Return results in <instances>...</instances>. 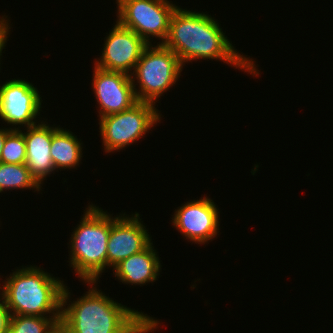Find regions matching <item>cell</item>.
<instances>
[{"label": "cell", "instance_id": "obj_1", "mask_svg": "<svg viewBox=\"0 0 333 333\" xmlns=\"http://www.w3.org/2000/svg\"><path fill=\"white\" fill-rule=\"evenodd\" d=\"M231 43L214 17L177 7L163 45L179 57L183 66L197 59H216L258 76L253 59L241 55Z\"/></svg>", "mask_w": 333, "mask_h": 333}, {"label": "cell", "instance_id": "obj_2", "mask_svg": "<svg viewBox=\"0 0 333 333\" xmlns=\"http://www.w3.org/2000/svg\"><path fill=\"white\" fill-rule=\"evenodd\" d=\"M84 283L92 287L76 301H69L67 286L62 292L61 318L73 333H152L158 328V320L107 297L97 281Z\"/></svg>", "mask_w": 333, "mask_h": 333}, {"label": "cell", "instance_id": "obj_3", "mask_svg": "<svg viewBox=\"0 0 333 333\" xmlns=\"http://www.w3.org/2000/svg\"><path fill=\"white\" fill-rule=\"evenodd\" d=\"M63 282L35 265L23 266L4 280L0 299L11 315L61 316Z\"/></svg>", "mask_w": 333, "mask_h": 333}, {"label": "cell", "instance_id": "obj_4", "mask_svg": "<svg viewBox=\"0 0 333 333\" xmlns=\"http://www.w3.org/2000/svg\"><path fill=\"white\" fill-rule=\"evenodd\" d=\"M91 204L70 237L69 263L81 281H97L107 266L111 215Z\"/></svg>", "mask_w": 333, "mask_h": 333}, {"label": "cell", "instance_id": "obj_5", "mask_svg": "<svg viewBox=\"0 0 333 333\" xmlns=\"http://www.w3.org/2000/svg\"><path fill=\"white\" fill-rule=\"evenodd\" d=\"M182 69L179 57L170 48L158 43L156 46L148 44L130 75L137 100L156 104L157 99L176 84Z\"/></svg>", "mask_w": 333, "mask_h": 333}, {"label": "cell", "instance_id": "obj_6", "mask_svg": "<svg viewBox=\"0 0 333 333\" xmlns=\"http://www.w3.org/2000/svg\"><path fill=\"white\" fill-rule=\"evenodd\" d=\"M151 102L138 101L130 109L99 118V129L105 152L111 153L144 137L161 114Z\"/></svg>", "mask_w": 333, "mask_h": 333}, {"label": "cell", "instance_id": "obj_7", "mask_svg": "<svg viewBox=\"0 0 333 333\" xmlns=\"http://www.w3.org/2000/svg\"><path fill=\"white\" fill-rule=\"evenodd\" d=\"M168 0H118L117 22L133 30L146 43L151 44L150 36L166 40L170 19L178 7Z\"/></svg>", "mask_w": 333, "mask_h": 333}, {"label": "cell", "instance_id": "obj_8", "mask_svg": "<svg viewBox=\"0 0 333 333\" xmlns=\"http://www.w3.org/2000/svg\"><path fill=\"white\" fill-rule=\"evenodd\" d=\"M32 83L22 79H12L0 86V117L7 124L26 128L37 125L43 100ZM35 119V120H34ZM36 121V122H35Z\"/></svg>", "mask_w": 333, "mask_h": 333}, {"label": "cell", "instance_id": "obj_9", "mask_svg": "<svg viewBox=\"0 0 333 333\" xmlns=\"http://www.w3.org/2000/svg\"><path fill=\"white\" fill-rule=\"evenodd\" d=\"M209 197L182 204L175 210L172 225L196 244H205L219 233V211Z\"/></svg>", "mask_w": 333, "mask_h": 333}, {"label": "cell", "instance_id": "obj_10", "mask_svg": "<svg viewBox=\"0 0 333 333\" xmlns=\"http://www.w3.org/2000/svg\"><path fill=\"white\" fill-rule=\"evenodd\" d=\"M105 38L102 54L94 65L106 71L131 75L148 43L117 21Z\"/></svg>", "mask_w": 333, "mask_h": 333}, {"label": "cell", "instance_id": "obj_11", "mask_svg": "<svg viewBox=\"0 0 333 333\" xmlns=\"http://www.w3.org/2000/svg\"><path fill=\"white\" fill-rule=\"evenodd\" d=\"M92 88L99 104V117L130 109L138 102L131 76L106 71L94 65Z\"/></svg>", "mask_w": 333, "mask_h": 333}, {"label": "cell", "instance_id": "obj_12", "mask_svg": "<svg viewBox=\"0 0 333 333\" xmlns=\"http://www.w3.org/2000/svg\"><path fill=\"white\" fill-rule=\"evenodd\" d=\"M123 215V216H122ZM141 223L139 213L130 217L124 214L114 218L111 215V230L107 244V269L120 261L144 250L151 237Z\"/></svg>", "mask_w": 333, "mask_h": 333}, {"label": "cell", "instance_id": "obj_13", "mask_svg": "<svg viewBox=\"0 0 333 333\" xmlns=\"http://www.w3.org/2000/svg\"><path fill=\"white\" fill-rule=\"evenodd\" d=\"M23 134L26 143L25 164L41 185L56 170L50 155L53 127L42 120L37 125L28 127Z\"/></svg>", "mask_w": 333, "mask_h": 333}, {"label": "cell", "instance_id": "obj_14", "mask_svg": "<svg viewBox=\"0 0 333 333\" xmlns=\"http://www.w3.org/2000/svg\"><path fill=\"white\" fill-rule=\"evenodd\" d=\"M151 242L144 250L120 261L113 267L115 276L123 284L145 285L155 282L160 275L161 263Z\"/></svg>", "mask_w": 333, "mask_h": 333}, {"label": "cell", "instance_id": "obj_15", "mask_svg": "<svg viewBox=\"0 0 333 333\" xmlns=\"http://www.w3.org/2000/svg\"><path fill=\"white\" fill-rule=\"evenodd\" d=\"M82 142L69 130L53 127V136L50 147L52 163L56 169H72L82 160Z\"/></svg>", "mask_w": 333, "mask_h": 333}, {"label": "cell", "instance_id": "obj_16", "mask_svg": "<svg viewBox=\"0 0 333 333\" xmlns=\"http://www.w3.org/2000/svg\"><path fill=\"white\" fill-rule=\"evenodd\" d=\"M41 185L31 175L26 164L0 162V193L4 190L31 189L41 190Z\"/></svg>", "mask_w": 333, "mask_h": 333}, {"label": "cell", "instance_id": "obj_17", "mask_svg": "<svg viewBox=\"0 0 333 333\" xmlns=\"http://www.w3.org/2000/svg\"><path fill=\"white\" fill-rule=\"evenodd\" d=\"M61 316L11 315L7 333H44Z\"/></svg>", "mask_w": 333, "mask_h": 333}, {"label": "cell", "instance_id": "obj_18", "mask_svg": "<svg viewBox=\"0 0 333 333\" xmlns=\"http://www.w3.org/2000/svg\"><path fill=\"white\" fill-rule=\"evenodd\" d=\"M26 143L22 130H12L5 139L0 162L9 164H25Z\"/></svg>", "mask_w": 333, "mask_h": 333}, {"label": "cell", "instance_id": "obj_19", "mask_svg": "<svg viewBox=\"0 0 333 333\" xmlns=\"http://www.w3.org/2000/svg\"><path fill=\"white\" fill-rule=\"evenodd\" d=\"M7 17L8 16H2L0 18V59L2 56V50L5 49L6 46L5 43H7V39L9 38L8 35H10L9 31H11L9 30L11 29V26L9 25L10 23H8L10 20Z\"/></svg>", "mask_w": 333, "mask_h": 333}, {"label": "cell", "instance_id": "obj_20", "mask_svg": "<svg viewBox=\"0 0 333 333\" xmlns=\"http://www.w3.org/2000/svg\"><path fill=\"white\" fill-rule=\"evenodd\" d=\"M44 333H73L68 324L62 319L59 318L54 320Z\"/></svg>", "mask_w": 333, "mask_h": 333}, {"label": "cell", "instance_id": "obj_21", "mask_svg": "<svg viewBox=\"0 0 333 333\" xmlns=\"http://www.w3.org/2000/svg\"><path fill=\"white\" fill-rule=\"evenodd\" d=\"M10 317V311L0 299V333H7Z\"/></svg>", "mask_w": 333, "mask_h": 333}, {"label": "cell", "instance_id": "obj_22", "mask_svg": "<svg viewBox=\"0 0 333 333\" xmlns=\"http://www.w3.org/2000/svg\"><path fill=\"white\" fill-rule=\"evenodd\" d=\"M12 127L7 129V128H2L0 129V156H1V153H2V149H3V146L5 144V139H6V136L12 131Z\"/></svg>", "mask_w": 333, "mask_h": 333}]
</instances>
